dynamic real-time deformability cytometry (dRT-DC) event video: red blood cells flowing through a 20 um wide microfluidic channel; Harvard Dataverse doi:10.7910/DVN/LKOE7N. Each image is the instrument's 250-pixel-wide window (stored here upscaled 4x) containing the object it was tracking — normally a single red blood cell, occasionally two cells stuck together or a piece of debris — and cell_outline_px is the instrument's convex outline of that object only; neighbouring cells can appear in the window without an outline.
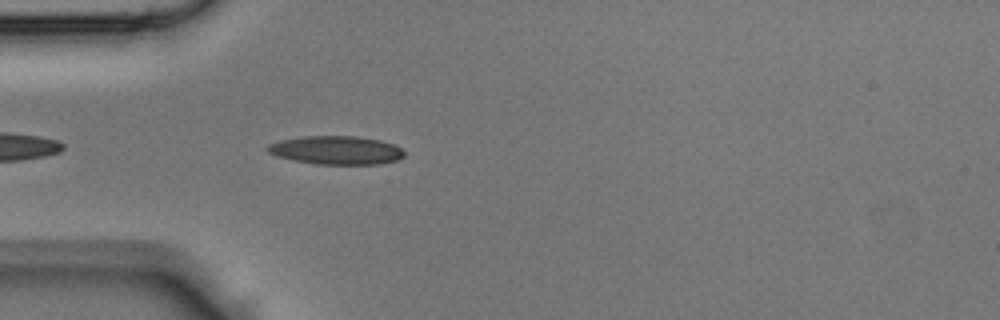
{"species": "Egyptian fruit bat (a non-hibernating species)", "species_latin": "Rousettus aegyptiacus", "temperature_condition": "room temperature", "stored_images_in_passage": 7, "camera_frame_rate_fps": 3000, "um_per_image_px": 0.085, "animal": {"sex": "male"}, "frame": {"image": 1, "passage_image": 2, "time_ms": 0.333, "image_size_px": [1000, 320], "cell_outline_px": [[404, 156], [396, 160], [380, 164], [316, 164], [276, 156], [268, 152], [264, 148], [268, 144], [280, 140], [304, 136], [356, 136], [380, 140], [396, 144], [404, 152]], "centroid_in_image_um": [28.57, 12.76], "position_along_channel_um": 56.4, "area_um2": 22.72}}